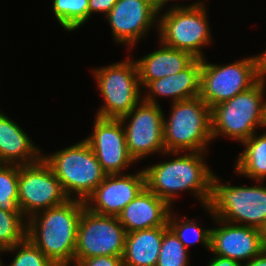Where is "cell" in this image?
Wrapping results in <instances>:
<instances>
[{
	"label": "cell",
	"instance_id": "obj_5",
	"mask_svg": "<svg viewBox=\"0 0 266 266\" xmlns=\"http://www.w3.org/2000/svg\"><path fill=\"white\" fill-rule=\"evenodd\" d=\"M167 9L157 22L159 43L186 51L196 59H204L201 49L212 40L205 2L198 1L186 6L172 4Z\"/></svg>",
	"mask_w": 266,
	"mask_h": 266
},
{
	"label": "cell",
	"instance_id": "obj_23",
	"mask_svg": "<svg viewBox=\"0 0 266 266\" xmlns=\"http://www.w3.org/2000/svg\"><path fill=\"white\" fill-rule=\"evenodd\" d=\"M89 0H53V13L66 31H74L89 19Z\"/></svg>",
	"mask_w": 266,
	"mask_h": 266
},
{
	"label": "cell",
	"instance_id": "obj_32",
	"mask_svg": "<svg viewBox=\"0 0 266 266\" xmlns=\"http://www.w3.org/2000/svg\"><path fill=\"white\" fill-rule=\"evenodd\" d=\"M243 266H266V248L246 264L243 263Z\"/></svg>",
	"mask_w": 266,
	"mask_h": 266
},
{
	"label": "cell",
	"instance_id": "obj_19",
	"mask_svg": "<svg viewBox=\"0 0 266 266\" xmlns=\"http://www.w3.org/2000/svg\"><path fill=\"white\" fill-rule=\"evenodd\" d=\"M27 133L0 110V164L27 165L42 158Z\"/></svg>",
	"mask_w": 266,
	"mask_h": 266
},
{
	"label": "cell",
	"instance_id": "obj_35",
	"mask_svg": "<svg viewBox=\"0 0 266 266\" xmlns=\"http://www.w3.org/2000/svg\"><path fill=\"white\" fill-rule=\"evenodd\" d=\"M173 0H163L158 6H159V11H162L163 7L168 5V3ZM175 1V0H174Z\"/></svg>",
	"mask_w": 266,
	"mask_h": 266
},
{
	"label": "cell",
	"instance_id": "obj_14",
	"mask_svg": "<svg viewBox=\"0 0 266 266\" xmlns=\"http://www.w3.org/2000/svg\"><path fill=\"white\" fill-rule=\"evenodd\" d=\"M93 133L84 140L89 144L107 174H122L134 165L130 156L124 127L120 119L95 116Z\"/></svg>",
	"mask_w": 266,
	"mask_h": 266
},
{
	"label": "cell",
	"instance_id": "obj_29",
	"mask_svg": "<svg viewBox=\"0 0 266 266\" xmlns=\"http://www.w3.org/2000/svg\"><path fill=\"white\" fill-rule=\"evenodd\" d=\"M75 266H123L122 256H97L81 259Z\"/></svg>",
	"mask_w": 266,
	"mask_h": 266
},
{
	"label": "cell",
	"instance_id": "obj_22",
	"mask_svg": "<svg viewBox=\"0 0 266 266\" xmlns=\"http://www.w3.org/2000/svg\"><path fill=\"white\" fill-rule=\"evenodd\" d=\"M245 146L237 156L235 172L253 181L266 180V131L253 134L241 143Z\"/></svg>",
	"mask_w": 266,
	"mask_h": 266
},
{
	"label": "cell",
	"instance_id": "obj_37",
	"mask_svg": "<svg viewBox=\"0 0 266 266\" xmlns=\"http://www.w3.org/2000/svg\"><path fill=\"white\" fill-rule=\"evenodd\" d=\"M158 5L163 1V0H154Z\"/></svg>",
	"mask_w": 266,
	"mask_h": 266
},
{
	"label": "cell",
	"instance_id": "obj_31",
	"mask_svg": "<svg viewBox=\"0 0 266 266\" xmlns=\"http://www.w3.org/2000/svg\"><path fill=\"white\" fill-rule=\"evenodd\" d=\"M207 266H243V263H239L238 261L230 258L215 255L213 256V259H210Z\"/></svg>",
	"mask_w": 266,
	"mask_h": 266
},
{
	"label": "cell",
	"instance_id": "obj_27",
	"mask_svg": "<svg viewBox=\"0 0 266 266\" xmlns=\"http://www.w3.org/2000/svg\"><path fill=\"white\" fill-rule=\"evenodd\" d=\"M189 250L168 226L164 230L160 253L156 266H189Z\"/></svg>",
	"mask_w": 266,
	"mask_h": 266
},
{
	"label": "cell",
	"instance_id": "obj_21",
	"mask_svg": "<svg viewBox=\"0 0 266 266\" xmlns=\"http://www.w3.org/2000/svg\"><path fill=\"white\" fill-rule=\"evenodd\" d=\"M154 227L127 233L122 256L123 266H156L164 230Z\"/></svg>",
	"mask_w": 266,
	"mask_h": 266
},
{
	"label": "cell",
	"instance_id": "obj_7",
	"mask_svg": "<svg viewBox=\"0 0 266 266\" xmlns=\"http://www.w3.org/2000/svg\"><path fill=\"white\" fill-rule=\"evenodd\" d=\"M222 184L214 174L208 207L214 217L225 222L260 229L266 222V185L232 186ZM246 223V224H245Z\"/></svg>",
	"mask_w": 266,
	"mask_h": 266
},
{
	"label": "cell",
	"instance_id": "obj_33",
	"mask_svg": "<svg viewBox=\"0 0 266 266\" xmlns=\"http://www.w3.org/2000/svg\"><path fill=\"white\" fill-rule=\"evenodd\" d=\"M258 57H259L261 74H262V76L266 77V50L263 51V53H261V54L259 53Z\"/></svg>",
	"mask_w": 266,
	"mask_h": 266
},
{
	"label": "cell",
	"instance_id": "obj_2",
	"mask_svg": "<svg viewBox=\"0 0 266 266\" xmlns=\"http://www.w3.org/2000/svg\"><path fill=\"white\" fill-rule=\"evenodd\" d=\"M84 208V201L69 199L34 214L27 220V238L56 266H71Z\"/></svg>",
	"mask_w": 266,
	"mask_h": 266
},
{
	"label": "cell",
	"instance_id": "obj_4",
	"mask_svg": "<svg viewBox=\"0 0 266 266\" xmlns=\"http://www.w3.org/2000/svg\"><path fill=\"white\" fill-rule=\"evenodd\" d=\"M171 104V114L164 117L165 152H206L213 141L211 108L200 97Z\"/></svg>",
	"mask_w": 266,
	"mask_h": 266
},
{
	"label": "cell",
	"instance_id": "obj_20",
	"mask_svg": "<svg viewBox=\"0 0 266 266\" xmlns=\"http://www.w3.org/2000/svg\"><path fill=\"white\" fill-rule=\"evenodd\" d=\"M196 58L190 53L160 44V49L137 59L138 77L141 88L151 81L178 73L187 68Z\"/></svg>",
	"mask_w": 266,
	"mask_h": 266
},
{
	"label": "cell",
	"instance_id": "obj_12",
	"mask_svg": "<svg viewBox=\"0 0 266 266\" xmlns=\"http://www.w3.org/2000/svg\"><path fill=\"white\" fill-rule=\"evenodd\" d=\"M164 117L159 104L148 103L142 99L128 114L120 118L128 152L135 162L150 154L165 152Z\"/></svg>",
	"mask_w": 266,
	"mask_h": 266
},
{
	"label": "cell",
	"instance_id": "obj_24",
	"mask_svg": "<svg viewBox=\"0 0 266 266\" xmlns=\"http://www.w3.org/2000/svg\"><path fill=\"white\" fill-rule=\"evenodd\" d=\"M177 217V218H176ZM176 216L171 210L168 218V226L174 231L178 236L181 243L186 249L192 247L198 242H201L206 249L210 250V229H203L197 223V220L187 219L181 217V220ZM195 243V244H194Z\"/></svg>",
	"mask_w": 266,
	"mask_h": 266
},
{
	"label": "cell",
	"instance_id": "obj_3",
	"mask_svg": "<svg viewBox=\"0 0 266 266\" xmlns=\"http://www.w3.org/2000/svg\"><path fill=\"white\" fill-rule=\"evenodd\" d=\"M265 84L263 76L250 89L211 108L212 139L225 136L242 143L266 127Z\"/></svg>",
	"mask_w": 266,
	"mask_h": 266
},
{
	"label": "cell",
	"instance_id": "obj_30",
	"mask_svg": "<svg viewBox=\"0 0 266 266\" xmlns=\"http://www.w3.org/2000/svg\"><path fill=\"white\" fill-rule=\"evenodd\" d=\"M118 0H89V17L93 12L104 13L106 16Z\"/></svg>",
	"mask_w": 266,
	"mask_h": 266
},
{
	"label": "cell",
	"instance_id": "obj_34",
	"mask_svg": "<svg viewBox=\"0 0 266 266\" xmlns=\"http://www.w3.org/2000/svg\"><path fill=\"white\" fill-rule=\"evenodd\" d=\"M260 234H261V239L264 244V247L266 248V222L265 224L260 228Z\"/></svg>",
	"mask_w": 266,
	"mask_h": 266
},
{
	"label": "cell",
	"instance_id": "obj_11",
	"mask_svg": "<svg viewBox=\"0 0 266 266\" xmlns=\"http://www.w3.org/2000/svg\"><path fill=\"white\" fill-rule=\"evenodd\" d=\"M67 200L69 197L43 157L35 163L19 166L18 204L27 220Z\"/></svg>",
	"mask_w": 266,
	"mask_h": 266
},
{
	"label": "cell",
	"instance_id": "obj_26",
	"mask_svg": "<svg viewBox=\"0 0 266 266\" xmlns=\"http://www.w3.org/2000/svg\"><path fill=\"white\" fill-rule=\"evenodd\" d=\"M24 218L26 217L22 212H7L0 209V245L5 249L27 238V219Z\"/></svg>",
	"mask_w": 266,
	"mask_h": 266
},
{
	"label": "cell",
	"instance_id": "obj_9",
	"mask_svg": "<svg viewBox=\"0 0 266 266\" xmlns=\"http://www.w3.org/2000/svg\"><path fill=\"white\" fill-rule=\"evenodd\" d=\"M92 72L104 102L97 117L120 119L142 100L137 65L130 57Z\"/></svg>",
	"mask_w": 266,
	"mask_h": 266
},
{
	"label": "cell",
	"instance_id": "obj_6",
	"mask_svg": "<svg viewBox=\"0 0 266 266\" xmlns=\"http://www.w3.org/2000/svg\"><path fill=\"white\" fill-rule=\"evenodd\" d=\"M42 157L51 166L69 199L85 201L107 176L84 139L53 154H42Z\"/></svg>",
	"mask_w": 266,
	"mask_h": 266
},
{
	"label": "cell",
	"instance_id": "obj_15",
	"mask_svg": "<svg viewBox=\"0 0 266 266\" xmlns=\"http://www.w3.org/2000/svg\"><path fill=\"white\" fill-rule=\"evenodd\" d=\"M145 187L143 169L135 174H107L84 201L85 208L99 215L118 216Z\"/></svg>",
	"mask_w": 266,
	"mask_h": 266
},
{
	"label": "cell",
	"instance_id": "obj_36",
	"mask_svg": "<svg viewBox=\"0 0 266 266\" xmlns=\"http://www.w3.org/2000/svg\"><path fill=\"white\" fill-rule=\"evenodd\" d=\"M1 252H3V253L6 252V249H5L3 246L0 245V253H1ZM2 263H3V262H2L1 259H0V266H5V265L2 264Z\"/></svg>",
	"mask_w": 266,
	"mask_h": 266
},
{
	"label": "cell",
	"instance_id": "obj_16",
	"mask_svg": "<svg viewBox=\"0 0 266 266\" xmlns=\"http://www.w3.org/2000/svg\"><path fill=\"white\" fill-rule=\"evenodd\" d=\"M204 208L207 209V213L211 214L213 221L221 225L212 228L210 232L209 251L214 255L230 258L239 263L244 260V262H249L265 248L260 229L225 222L214 217L208 206Z\"/></svg>",
	"mask_w": 266,
	"mask_h": 266
},
{
	"label": "cell",
	"instance_id": "obj_28",
	"mask_svg": "<svg viewBox=\"0 0 266 266\" xmlns=\"http://www.w3.org/2000/svg\"><path fill=\"white\" fill-rule=\"evenodd\" d=\"M7 251L12 253L16 251L9 266H56L28 238L7 248Z\"/></svg>",
	"mask_w": 266,
	"mask_h": 266
},
{
	"label": "cell",
	"instance_id": "obj_10",
	"mask_svg": "<svg viewBox=\"0 0 266 266\" xmlns=\"http://www.w3.org/2000/svg\"><path fill=\"white\" fill-rule=\"evenodd\" d=\"M127 232L117 216L99 215L83 209L76 240L74 265L97 256H123Z\"/></svg>",
	"mask_w": 266,
	"mask_h": 266
},
{
	"label": "cell",
	"instance_id": "obj_1",
	"mask_svg": "<svg viewBox=\"0 0 266 266\" xmlns=\"http://www.w3.org/2000/svg\"><path fill=\"white\" fill-rule=\"evenodd\" d=\"M204 153L186 152L182 156L180 152H164L163 155L178 156L143 169L146 187L171 207L178 192L184 190L191 191L203 207L208 206L214 172L208 168Z\"/></svg>",
	"mask_w": 266,
	"mask_h": 266
},
{
	"label": "cell",
	"instance_id": "obj_8",
	"mask_svg": "<svg viewBox=\"0 0 266 266\" xmlns=\"http://www.w3.org/2000/svg\"><path fill=\"white\" fill-rule=\"evenodd\" d=\"M205 59H202L199 97L210 108L250 89L263 77L258 55L223 66Z\"/></svg>",
	"mask_w": 266,
	"mask_h": 266
},
{
	"label": "cell",
	"instance_id": "obj_17",
	"mask_svg": "<svg viewBox=\"0 0 266 266\" xmlns=\"http://www.w3.org/2000/svg\"><path fill=\"white\" fill-rule=\"evenodd\" d=\"M172 207L147 187L123 208L117 216L127 233L168 226V218Z\"/></svg>",
	"mask_w": 266,
	"mask_h": 266
},
{
	"label": "cell",
	"instance_id": "obj_18",
	"mask_svg": "<svg viewBox=\"0 0 266 266\" xmlns=\"http://www.w3.org/2000/svg\"><path fill=\"white\" fill-rule=\"evenodd\" d=\"M201 68L202 59H195L184 70L151 81L145 87L149 92H146L142 99L148 103L158 104L157 96L172 97L171 103L199 97Z\"/></svg>",
	"mask_w": 266,
	"mask_h": 266
},
{
	"label": "cell",
	"instance_id": "obj_13",
	"mask_svg": "<svg viewBox=\"0 0 266 266\" xmlns=\"http://www.w3.org/2000/svg\"><path fill=\"white\" fill-rule=\"evenodd\" d=\"M159 13L154 0H118L106 15L114 42L132 49L138 40L145 38L152 25L158 26L155 22H158Z\"/></svg>",
	"mask_w": 266,
	"mask_h": 266
},
{
	"label": "cell",
	"instance_id": "obj_25",
	"mask_svg": "<svg viewBox=\"0 0 266 266\" xmlns=\"http://www.w3.org/2000/svg\"><path fill=\"white\" fill-rule=\"evenodd\" d=\"M19 165L0 164V209L21 212L18 204Z\"/></svg>",
	"mask_w": 266,
	"mask_h": 266
}]
</instances>
